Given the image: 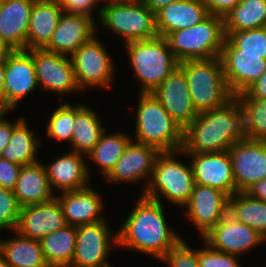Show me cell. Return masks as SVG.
<instances>
[{
    "label": "cell",
    "instance_id": "obj_1",
    "mask_svg": "<svg viewBox=\"0 0 266 267\" xmlns=\"http://www.w3.org/2000/svg\"><path fill=\"white\" fill-rule=\"evenodd\" d=\"M140 195L118 230V247L154 256L159 261L183 238L168 227L164 205Z\"/></svg>",
    "mask_w": 266,
    "mask_h": 267
},
{
    "label": "cell",
    "instance_id": "obj_2",
    "mask_svg": "<svg viewBox=\"0 0 266 267\" xmlns=\"http://www.w3.org/2000/svg\"><path fill=\"white\" fill-rule=\"evenodd\" d=\"M248 139L246 114L236 97L223 107L203 111L184 129V152L227 151L234 143Z\"/></svg>",
    "mask_w": 266,
    "mask_h": 267
},
{
    "label": "cell",
    "instance_id": "obj_3",
    "mask_svg": "<svg viewBox=\"0 0 266 267\" xmlns=\"http://www.w3.org/2000/svg\"><path fill=\"white\" fill-rule=\"evenodd\" d=\"M178 66L184 71L198 113L223 107L235 97L227 85L220 57L185 60Z\"/></svg>",
    "mask_w": 266,
    "mask_h": 267
},
{
    "label": "cell",
    "instance_id": "obj_4",
    "mask_svg": "<svg viewBox=\"0 0 266 267\" xmlns=\"http://www.w3.org/2000/svg\"><path fill=\"white\" fill-rule=\"evenodd\" d=\"M135 142L156 147L160 152L183 147L184 130L152 93H140L135 126Z\"/></svg>",
    "mask_w": 266,
    "mask_h": 267
},
{
    "label": "cell",
    "instance_id": "obj_5",
    "mask_svg": "<svg viewBox=\"0 0 266 267\" xmlns=\"http://www.w3.org/2000/svg\"><path fill=\"white\" fill-rule=\"evenodd\" d=\"M125 46L130 65L140 81V93L154 91L179 65L165 37L129 42Z\"/></svg>",
    "mask_w": 266,
    "mask_h": 267
},
{
    "label": "cell",
    "instance_id": "obj_6",
    "mask_svg": "<svg viewBox=\"0 0 266 267\" xmlns=\"http://www.w3.org/2000/svg\"><path fill=\"white\" fill-rule=\"evenodd\" d=\"M166 39L179 63L220 57L226 39L224 19L209 14L197 25L172 32Z\"/></svg>",
    "mask_w": 266,
    "mask_h": 267
},
{
    "label": "cell",
    "instance_id": "obj_7",
    "mask_svg": "<svg viewBox=\"0 0 266 267\" xmlns=\"http://www.w3.org/2000/svg\"><path fill=\"white\" fill-rule=\"evenodd\" d=\"M179 153L180 150L164 151L157 155L152 178L144 195L161 203L162 195L173 205L184 208L192 195L195 179L191 164L185 165L175 158Z\"/></svg>",
    "mask_w": 266,
    "mask_h": 267
},
{
    "label": "cell",
    "instance_id": "obj_8",
    "mask_svg": "<svg viewBox=\"0 0 266 267\" xmlns=\"http://www.w3.org/2000/svg\"><path fill=\"white\" fill-rule=\"evenodd\" d=\"M98 11L102 26L122 37L126 43L158 36L155 14L141 3L103 2Z\"/></svg>",
    "mask_w": 266,
    "mask_h": 267
},
{
    "label": "cell",
    "instance_id": "obj_9",
    "mask_svg": "<svg viewBox=\"0 0 266 267\" xmlns=\"http://www.w3.org/2000/svg\"><path fill=\"white\" fill-rule=\"evenodd\" d=\"M70 58L81 91L91 87L107 88L113 84L114 63L96 35L82 44Z\"/></svg>",
    "mask_w": 266,
    "mask_h": 267
},
{
    "label": "cell",
    "instance_id": "obj_10",
    "mask_svg": "<svg viewBox=\"0 0 266 267\" xmlns=\"http://www.w3.org/2000/svg\"><path fill=\"white\" fill-rule=\"evenodd\" d=\"M106 221L77 227L74 258L70 267H112L107 259L111 245L114 243L118 246V232H111Z\"/></svg>",
    "mask_w": 266,
    "mask_h": 267
},
{
    "label": "cell",
    "instance_id": "obj_11",
    "mask_svg": "<svg viewBox=\"0 0 266 267\" xmlns=\"http://www.w3.org/2000/svg\"><path fill=\"white\" fill-rule=\"evenodd\" d=\"M4 69L2 101L11 111L38 87L32 49L10 50L4 57Z\"/></svg>",
    "mask_w": 266,
    "mask_h": 267
},
{
    "label": "cell",
    "instance_id": "obj_12",
    "mask_svg": "<svg viewBox=\"0 0 266 267\" xmlns=\"http://www.w3.org/2000/svg\"><path fill=\"white\" fill-rule=\"evenodd\" d=\"M236 192H245L255 182L266 178V141L244 139L228 150Z\"/></svg>",
    "mask_w": 266,
    "mask_h": 267
},
{
    "label": "cell",
    "instance_id": "obj_13",
    "mask_svg": "<svg viewBox=\"0 0 266 267\" xmlns=\"http://www.w3.org/2000/svg\"><path fill=\"white\" fill-rule=\"evenodd\" d=\"M32 56L40 88L58 93L60 97L66 93L81 91L69 56L44 49H32Z\"/></svg>",
    "mask_w": 266,
    "mask_h": 267
},
{
    "label": "cell",
    "instance_id": "obj_14",
    "mask_svg": "<svg viewBox=\"0 0 266 267\" xmlns=\"http://www.w3.org/2000/svg\"><path fill=\"white\" fill-rule=\"evenodd\" d=\"M204 243L222 253L241 256L266 239L251 227L236 220L227 213L205 236Z\"/></svg>",
    "mask_w": 266,
    "mask_h": 267
},
{
    "label": "cell",
    "instance_id": "obj_15",
    "mask_svg": "<svg viewBox=\"0 0 266 267\" xmlns=\"http://www.w3.org/2000/svg\"><path fill=\"white\" fill-rule=\"evenodd\" d=\"M185 207V216L199 233L201 238L217 225L229 209V196L210 186L195 184L192 195Z\"/></svg>",
    "mask_w": 266,
    "mask_h": 267
},
{
    "label": "cell",
    "instance_id": "obj_16",
    "mask_svg": "<svg viewBox=\"0 0 266 267\" xmlns=\"http://www.w3.org/2000/svg\"><path fill=\"white\" fill-rule=\"evenodd\" d=\"M180 153L192 158L190 163L195 184L221 190L229 197L236 193L232 162L228 151L195 153L184 152L180 149Z\"/></svg>",
    "mask_w": 266,
    "mask_h": 267
},
{
    "label": "cell",
    "instance_id": "obj_17",
    "mask_svg": "<svg viewBox=\"0 0 266 267\" xmlns=\"http://www.w3.org/2000/svg\"><path fill=\"white\" fill-rule=\"evenodd\" d=\"M151 93L183 130L199 114L193 106L184 71L179 66Z\"/></svg>",
    "mask_w": 266,
    "mask_h": 267
},
{
    "label": "cell",
    "instance_id": "obj_18",
    "mask_svg": "<svg viewBox=\"0 0 266 267\" xmlns=\"http://www.w3.org/2000/svg\"><path fill=\"white\" fill-rule=\"evenodd\" d=\"M159 153L156 147L131 140L105 179L111 183H135L147 180L141 193L144 194L152 178L154 163Z\"/></svg>",
    "mask_w": 266,
    "mask_h": 267
},
{
    "label": "cell",
    "instance_id": "obj_19",
    "mask_svg": "<svg viewBox=\"0 0 266 267\" xmlns=\"http://www.w3.org/2000/svg\"><path fill=\"white\" fill-rule=\"evenodd\" d=\"M96 23L89 16L63 12L51 40L43 49L70 57L82 44L96 35Z\"/></svg>",
    "mask_w": 266,
    "mask_h": 267
},
{
    "label": "cell",
    "instance_id": "obj_20",
    "mask_svg": "<svg viewBox=\"0 0 266 267\" xmlns=\"http://www.w3.org/2000/svg\"><path fill=\"white\" fill-rule=\"evenodd\" d=\"M227 85L236 96L254 83L266 71V59L262 56L239 55L227 39L220 55Z\"/></svg>",
    "mask_w": 266,
    "mask_h": 267
},
{
    "label": "cell",
    "instance_id": "obj_21",
    "mask_svg": "<svg viewBox=\"0 0 266 267\" xmlns=\"http://www.w3.org/2000/svg\"><path fill=\"white\" fill-rule=\"evenodd\" d=\"M66 225L61 205L54 197L41 204L21 207L16 232L23 237L40 240Z\"/></svg>",
    "mask_w": 266,
    "mask_h": 267
},
{
    "label": "cell",
    "instance_id": "obj_22",
    "mask_svg": "<svg viewBox=\"0 0 266 267\" xmlns=\"http://www.w3.org/2000/svg\"><path fill=\"white\" fill-rule=\"evenodd\" d=\"M62 208L67 225L81 226L96 223L106 218L102 216L103 199L90 185L87 187L61 192L55 196ZM103 217V218H102Z\"/></svg>",
    "mask_w": 266,
    "mask_h": 267
},
{
    "label": "cell",
    "instance_id": "obj_23",
    "mask_svg": "<svg viewBox=\"0 0 266 267\" xmlns=\"http://www.w3.org/2000/svg\"><path fill=\"white\" fill-rule=\"evenodd\" d=\"M36 0H0V39L10 50L26 49L30 13Z\"/></svg>",
    "mask_w": 266,
    "mask_h": 267
},
{
    "label": "cell",
    "instance_id": "obj_24",
    "mask_svg": "<svg viewBox=\"0 0 266 267\" xmlns=\"http://www.w3.org/2000/svg\"><path fill=\"white\" fill-rule=\"evenodd\" d=\"M84 156V157H83ZM85 155L70 151L46 164L50 187L61 192L72 191L89 185L90 170Z\"/></svg>",
    "mask_w": 266,
    "mask_h": 267
},
{
    "label": "cell",
    "instance_id": "obj_25",
    "mask_svg": "<svg viewBox=\"0 0 266 267\" xmlns=\"http://www.w3.org/2000/svg\"><path fill=\"white\" fill-rule=\"evenodd\" d=\"M209 15L200 0H179L159 10L155 14L158 36L167 37L170 33L197 25Z\"/></svg>",
    "mask_w": 266,
    "mask_h": 267
},
{
    "label": "cell",
    "instance_id": "obj_26",
    "mask_svg": "<svg viewBox=\"0 0 266 267\" xmlns=\"http://www.w3.org/2000/svg\"><path fill=\"white\" fill-rule=\"evenodd\" d=\"M21 207L41 204L52 200V191L45 164L40 161L22 166L13 190Z\"/></svg>",
    "mask_w": 266,
    "mask_h": 267
},
{
    "label": "cell",
    "instance_id": "obj_27",
    "mask_svg": "<svg viewBox=\"0 0 266 267\" xmlns=\"http://www.w3.org/2000/svg\"><path fill=\"white\" fill-rule=\"evenodd\" d=\"M63 8L57 2L36 0L32 6L26 49H43L57 28Z\"/></svg>",
    "mask_w": 266,
    "mask_h": 267
},
{
    "label": "cell",
    "instance_id": "obj_28",
    "mask_svg": "<svg viewBox=\"0 0 266 267\" xmlns=\"http://www.w3.org/2000/svg\"><path fill=\"white\" fill-rule=\"evenodd\" d=\"M95 110L85 104L75 105V120L71 137V149L87 156L98 143L101 134L106 130L101 124Z\"/></svg>",
    "mask_w": 266,
    "mask_h": 267
},
{
    "label": "cell",
    "instance_id": "obj_29",
    "mask_svg": "<svg viewBox=\"0 0 266 267\" xmlns=\"http://www.w3.org/2000/svg\"><path fill=\"white\" fill-rule=\"evenodd\" d=\"M13 233L17 236L12 239H0V254L6 262L12 267H41L47 263L39 240Z\"/></svg>",
    "mask_w": 266,
    "mask_h": 267
},
{
    "label": "cell",
    "instance_id": "obj_30",
    "mask_svg": "<svg viewBox=\"0 0 266 267\" xmlns=\"http://www.w3.org/2000/svg\"><path fill=\"white\" fill-rule=\"evenodd\" d=\"M23 118L13 129L9 144L4 148L2 156L6 160L21 166L30 165L40 160L37 151L41 141ZM38 149V150H37Z\"/></svg>",
    "mask_w": 266,
    "mask_h": 267
},
{
    "label": "cell",
    "instance_id": "obj_31",
    "mask_svg": "<svg viewBox=\"0 0 266 267\" xmlns=\"http://www.w3.org/2000/svg\"><path fill=\"white\" fill-rule=\"evenodd\" d=\"M77 227L66 225L39 240L47 263L70 267L76 245Z\"/></svg>",
    "mask_w": 266,
    "mask_h": 267
},
{
    "label": "cell",
    "instance_id": "obj_32",
    "mask_svg": "<svg viewBox=\"0 0 266 267\" xmlns=\"http://www.w3.org/2000/svg\"><path fill=\"white\" fill-rule=\"evenodd\" d=\"M223 19L224 31L266 27V0H241Z\"/></svg>",
    "mask_w": 266,
    "mask_h": 267
},
{
    "label": "cell",
    "instance_id": "obj_33",
    "mask_svg": "<svg viewBox=\"0 0 266 267\" xmlns=\"http://www.w3.org/2000/svg\"><path fill=\"white\" fill-rule=\"evenodd\" d=\"M228 213L266 239V202L251 198L245 192H236L229 197Z\"/></svg>",
    "mask_w": 266,
    "mask_h": 267
},
{
    "label": "cell",
    "instance_id": "obj_34",
    "mask_svg": "<svg viewBox=\"0 0 266 267\" xmlns=\"http://www.w3.org/2000/svg\"><path fill=\"white\" fill-rule=\"evenodd\" d=\"M106 130L101 134L94 149L87 155L90 161L98 165L104 177L113 169L116 162L122 156L126 146L133 137L124 133L106 134Z\"/></svg>",
    "mask_w": 266,
    "mask_h": 267
},
{
    "label": "cell",
    "instance_id": "obj_35",
    "mask_svg": "<svg viewBox=\"0 0 266 267\" xmlns=\"http://www.w3.org/2000/svg\"><path fill=\"white\" fill-rule=\"evenodd\" d=\"M225 34L226 39L239 50V55L262 56V59H266V27L225 31Z\"/></svg>",
    "mask_w": 266,
    "mask_h": 267
},
{
    "label": "cell",
    "instance_id": "obj_36",
    "mask_svg": "<svg viewBox=\"0 0 266 267\" xmlns=\"http://www.w3.org/2000/svg\"><path fill=\"white\" fill-rule=\"evenodd\" d=\"M246 114L249 139L266 141V98H237Z\"/></svg>",
    "mask_w": 266,
    "mask_h": 267
},
{
    "label": "cell",
    "instance_id": "obj_37",
    "mask_svg": "<svg viewBox=\"0 0 266 267\" xmlns=\"http://www.w3.org/2000/svg\"><path fill=\"white\" fill-rule=\"evenodd\" d=\"M75 120V105L62 103L52 111L46 125L47 136L58 141L71 142L73 123Z\"/></svg>",
    "mask_w": 266,
    "mask_h": 267
},
{
    "label": "cell",
    "instance_id": "obj_38",
    "mask_svg": "<svg viewBox=\"0 0 266 267\" xmlns=\"http://www.w3.org/2000/svg\"><path fill=\"white\" fill-rule=\"evenodd\" d=\"M20 212L21 205L14 191L0 185V230L16 231Z\"/></svg>",
    "mask_w": 266,
    "mask_h": 267
},
{
    "label": "cell",
    "instance_id": "obj_39",
    "mask_svg": "<svg viewBox=\"0 0 266 267\" xmlns=\"http://www.w3.org/2000/svg\"><path fill=\"white\" fill-rule=\"evenodd\" d=\"M168 267H199L198 249H192L182 239L162 259Z\"/></svg>",
    "mask_w": 266,
    "mask_h": 267
},
{
    "label": "cell",
    "instance_id": "obj_40",
    "mask_svg": "<svg viewBox=\"0 0 266 267\" xmlns=\"http://www.w3.org/2000/svg\"><path fill=\"white\" fill-rule=\"evenodd\" d=\"M207 248L198 249L199 267H241L236 255L222 253L211 248L205 243Z\"/></svg>",
    "mask_w": 266,
    "mask_h": 267
},
{
    "label": "cell",
    "instance_id": "obj_41",
    "mask_svg": "<svg viewBox=\"0 0 266 267\" xmlns=\"http://www.w3.org/2000/svg\"><path fill=\"white\" fill-rule=\"evenodd\" d=\"M22 166L0 157V185L14 190Z\"/></svg>",
    "mask_w": 266,
    "mask_h": 267
},
{
    "label": "cell",
    "instance_id": "obj_42",
    "mask_svg": "<svg viewBox=\"0 0 266 267\" xmlns=\"http://www.w3.org/2000/svg\"><path fill=\"white\" fill-rule=\"evenodd\" d=\"M101 3L99 0H65L61 6L64 12L83 14L94 19L92 10Z\"/></svg>",
    "mask_w": 266,
    "mask_h": 267
},
{
    "label": "cell",
    "instance_id": "obj_43",
    "mask_svg": "<svg viewBox=\"0 0 266 267\" xmlns=\"http://www.w3.org/2000/svg\"><path fill=\"white\" fill-rule=\"evenodd\" d=\"M207 8L209 14L225 16L241 0H200Z\"/></svg>",
    "mask_w": 266,
    "mask_h": 267
},
{
    "label": "cell",
    "instance_id": "obj_44",
    "mask_svg": "<svg viewBox=\"0 0 266 267\" xmlns=\"http://www.w3.org/2000/svg\"><path fill=\"white\" fill-rule=\"evenodd\" d=\"M236 98H266V71L242 93L235 96Z\"/></svg>",
    "mask_w": 266,
    "mask_h": 267
},
{
    "label": "cell",
    "instance_id": "obj_45",
    "mask_svg": "<svg viewBox=\"0 0 266 267\" xmlns=\"http://www.w3.org/2000/svg\"><path fill=\"white\" fill-rule=\"evenodd\" d=\"M24 117H18L16 122H11L6 119L5 116L0 118V157L2 156L4 148L9 144L11 139V133L14 127L23 119Z\"/></svg>",
    "mask_w": 266,
    "mask_h": 267
},
{
    "label": "cell",
    "instance_id": "obj_46",
    "mask_svg": "<svg viewBox=\"0 0 266 267\" xmlns=\"http://www.w3.org/2000/svg\"><path fill=\"white\" fill-rule=\"evenodd\" d=\"M251 198L266 202V178L255 182L246 191Z\"/></svg>",
    "mask_w": 266,
    "mask_h": 267
},
{
    "label": "cell",
    "instance_id": "obj_47",
    "mask_svg": "<svg viewBox=\"0 0 266 267\" xmlns=\"http://www.w3.org/2000/svg\"><path fill=\"white\" fill-rule=\"evenodd\" d=\"M179 0H146L145 5L156 14L159 10L165 8L169 4Z\"/></svg>",
    "mask_w": 266,
    "mask_h": 267
},
{
    "label": "cell",
    "instance_id": "obj_48",
    "mask_svg": "<svg viewBox=\"0 0 266 267\" xmlns=\"http://www.w3.org/2000/svg\"><path fill=\"white\" fill-rule=\"evenodd\" d=\"M4 77H5V69H4V59L0 60V97L2 99V90L4 86Z\"/></svg>",
    "mask_w": 266,
    "mask_h": 267
},
{
    "label": "cell",
    "instance_id": "obj_49",
    "mask_svg": "<svg viewBox=\"0 0 266 267\" xmlns=\"http://www.w3.org/2000/svg\"><path fill=\"white\" fill-rule=\"evenodd\" d=\"M10 51V49L5 45V43L0 39V60H3L5 55Z\"/></svg>",
    "mask_w": 266,
    "mask_h": 267
},
{
    "label": "cell",
    "instance_id": "obj_50",
    "mask_svg": "<svg viewBox=\"0 0 266 267\" xmlns=\"http://www.w3.org/2000/svg\"><path fill=\"white\" fill-rule=\"evenodd\" d=\"M8 111H9V110L5 107L3 101H2V99H1V97H0V118H1L2 116H4V115L6 116V114H7Z\"/></svg>",
    "mask_w": 266,
    "mask_h": 267
},
{
    "label": "cell",
    "instance_id": "obj_51",
    "mask_svg": "<svg viewBox=\"0 0 266 267\" xmlns=\"http://www.w3.org/2000/svg\"><path fill=\"white\" fill-rule=\"evenodd\" d=\"M120 3H141L144 4L146 0H113Z\"/></svg>",
    "mask_w": 266,
    "mask_h": 267
},
{
    "label": "cell",
    "instance_id": "obj_52",
    "mask_svg": "<svg viewBox=\"0 0 266 267\" xmlns=\"http://www.w3.org/2000/svg\"><path fill=\"white\" fill-rule=\"evenodd\" d=\"M0 267H12L8 262H6V260L1 254H0Z\"/></svg>",
    "mask_w": 266,
    "mask_h": 267
},
{
    "label": "cell",
    "instance_id": "obj_53",
    "mask_svg": "<svg viewBox=\"0 0 266 267\" xmlns=\"http://www.w3.org/2000/svg\"><path fill=\"white\" fill-rule=\"evenodd\" d=\"M41 267H67V266L59 265V264L46 263L45 265H43Z\"/></svg>",
    "mask_w": 266,
    "mask_h": 267
},
{
    "label": "cell",
    "instance_id": "obj_54",
    "mask_svg": "<svg viewBox=\"0 0 266 267\" xmlns=\"http://www.w3.org/2000/svg\"><path fill=\"white\" fill-rule=\"evenodd\" d=\"M45 1L57 2L58 4L61 5L65 0H45Z\"/></svg>",
    "mask_w": 266,
    "mask_h": 267
},
{
    "label": "cell",
    "instance_id": "obj_55",
    "mask_svg": "<svg viewBox=\"0 0 266 267\" xmlns=\"http://www.w3.org/2000/svg\"><path fill=\"white\" fill-rule=\"evenodd\" d=\"M99 1H100V2H104V1L106 2V1H110V0H99Z\"/></svg>",
    "mask_w": 266,
    "mask_h": 267
}]
</instances>
